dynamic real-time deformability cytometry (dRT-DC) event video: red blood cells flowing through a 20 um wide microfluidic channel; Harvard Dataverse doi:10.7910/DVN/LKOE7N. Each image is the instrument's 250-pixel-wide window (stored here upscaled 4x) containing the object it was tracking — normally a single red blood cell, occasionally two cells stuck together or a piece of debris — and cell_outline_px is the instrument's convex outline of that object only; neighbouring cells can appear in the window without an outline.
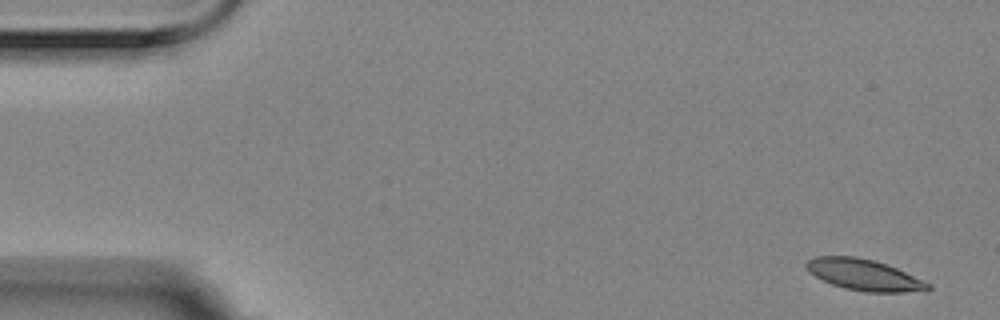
{"species": "Egyptian fruit bat (a non-hibernating species)", "species_latin": "Rousettus aegyptiacus", "temperature_condition": "room temperature", "stored_images_in_passage": 5, "camera_frame_rate_fps": 3000, "um_per_image_px": 0.085, "animal": {"sex": "female"}, "frame": {"image": 1, "passage_image": 1, "time_ms": 0.0, "image_size_px": [1000, 320], "cell_outline_px": [[932, 288], [928, 292], [864, 292], [844, 288], [832, 284], [808, 272], [804, 264], [808, 260], [816, 256], [856, 256], [872, 260], [896, 268], [924, 280], [932, 284]], "centroid_in_image_um": [73.49, 23.38], "position_along_channel_um": 11.5, "area_um2": 22.25}}
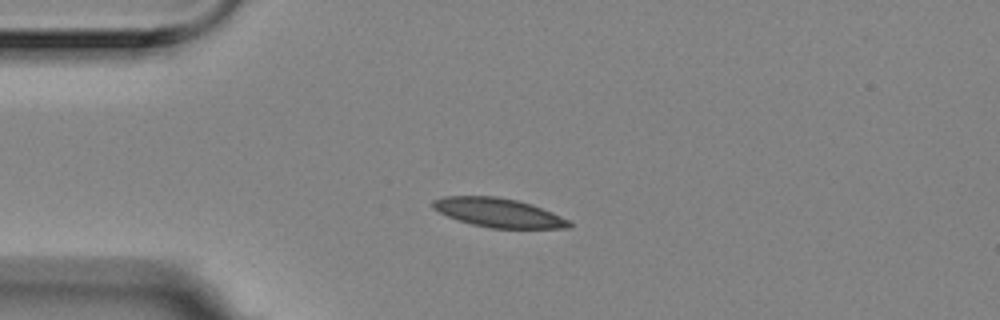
{"frame": {"image": 2, "passage_image": 4, "time_ms": 1.0, "image_size_px": [1000, 320], "cell_outline_px": [[572, 228], [488, 228], [456, 220], [432, 208], [432, 200], [444, 196], [496, 196], [516, 200], [532, 204], [552, 212], [568, 220], [572, 224]], "centroid_in_image_um": [42.35, 18.08], "position_along_channel_um": 42.6, "area_um2": 23.06}}